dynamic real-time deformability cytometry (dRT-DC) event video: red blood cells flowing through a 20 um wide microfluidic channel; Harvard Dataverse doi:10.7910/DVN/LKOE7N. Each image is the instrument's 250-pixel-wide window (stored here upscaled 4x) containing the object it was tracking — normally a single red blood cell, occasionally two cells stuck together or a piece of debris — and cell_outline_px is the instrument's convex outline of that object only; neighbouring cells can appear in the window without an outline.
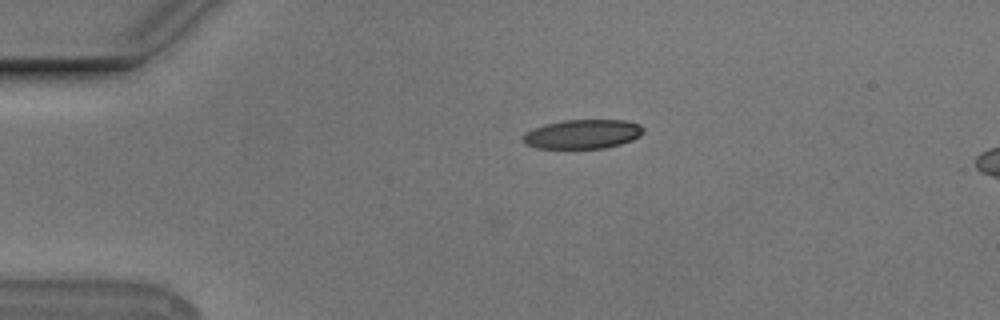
{"species": "Egyptian fruit bat (a non-hibernating species)", "species_latin": "Rousettus aegyptiacus", "temperature_condition": "cold", "stored_images_in_passage": 3, "camera_frame_rate_fps": 3000, "um_per_image_px": 0.085, "animal": {"sex": "male"}, "frame": {"image": 1, "passage_image": 1, "time_ms": 0.0, "image_size_px": [1000, 320], "cell_outline_px": [[644, 132], [640, 136], [632, 140], [620, 144], [604, 148], [536, 148], [524, 144], [520, 140], [524, 132], [532, 128], [544, 124], [564, 120], [624, 120], [640, 124], [644, 128]], "centroid_in_image_um": [49.48, 11.4], "position_along_channel_um": 35.5, "area_um2": 20.75}}